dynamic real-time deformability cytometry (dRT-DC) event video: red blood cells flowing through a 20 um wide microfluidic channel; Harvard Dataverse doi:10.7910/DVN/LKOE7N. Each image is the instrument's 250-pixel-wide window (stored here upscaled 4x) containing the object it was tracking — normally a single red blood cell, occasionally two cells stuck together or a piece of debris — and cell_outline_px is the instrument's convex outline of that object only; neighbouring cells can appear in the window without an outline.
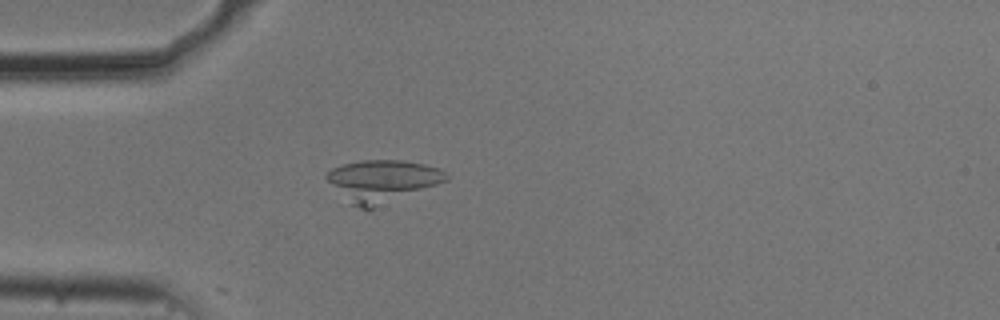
{"species": "common noctule bat (a hibernating species)", "species_latin": "Nyctalus noctula", "temperature_condition": "cold", "stored_images_in_passage": 30, "camera_frame_rate_fps": 3000, "um_per_image_px": 0.085, "animal": {"sex": "male", "body_mass_g": 20.5, "forearm_length_mm": 52.5}, "frame": {"image": 1, "passage_image": 18, "time_ms": 5.667, "image_size_px": [1000, 320], "cell_outline_px": [[452, 176], [448, 180], [368, 212], [348, 204], [324, 176], [332, 168], [344, 164], [360, 160], [404, 160], [424, 164], [440, 168]], "centroid_in_image_um": [32.51, 15.41], "position_along_channel_um": 52.5, "area_um2": 30.0}}
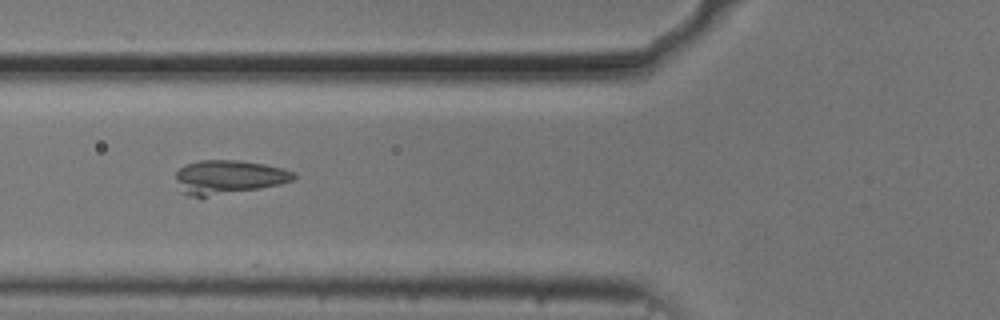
{"frame": {"image": 2, "passage_image": 23, "time_ms": 7.333, "image_size_px": [1000, 320], "cell_outline_px": [[296, 180], [280, 184], [260, 188], [204, 196], [188, 196], [184, 192], [176, 180], [176, 172], [184, 164], [200, 160], [240, 160], [264, 164], [280, 168], [292, 172], [296, 176]], "centroid_in_image_um": [19.43, 15.03], "position_along_channel_um": 106.4, "area_um2": 22.89}}
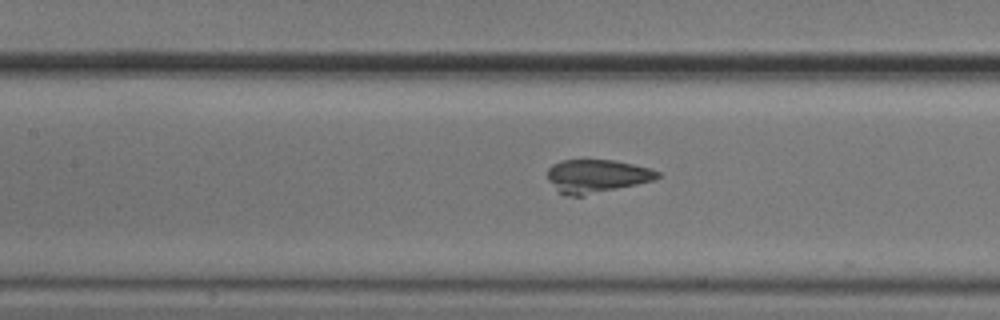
{"frame": {"image": 3, "passage_image": 27, "time_ms": 8.667, "image_size_px": [1000, 320], "cell_outline_px": [[660, 176], [652, 180], [636, 184], [584, 196], [564, 196], [548, 180], [548, 168], [552, 164], [564, 160], [616, 160], [648, 168], [660, 172]], "centroid_in_image_um": [50.69, 14.97], "position_along_channel_um": 156.7, "area_um2": 21.15}}